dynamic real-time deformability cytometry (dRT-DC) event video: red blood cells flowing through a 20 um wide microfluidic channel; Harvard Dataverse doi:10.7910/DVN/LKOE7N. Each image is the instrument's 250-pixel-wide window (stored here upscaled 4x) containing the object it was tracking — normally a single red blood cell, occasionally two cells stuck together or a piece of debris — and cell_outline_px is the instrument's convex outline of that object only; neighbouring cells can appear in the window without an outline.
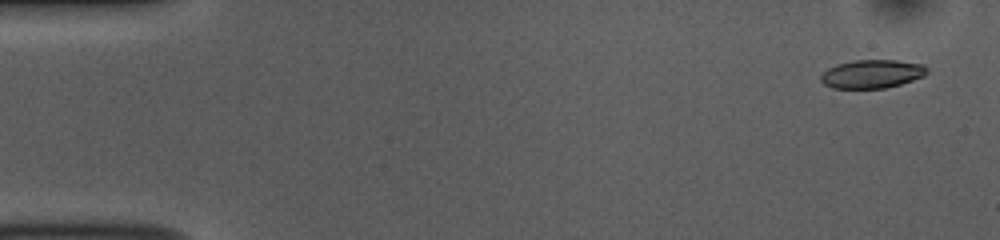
{"species": "common noctule bat (a hibernating species)", "species_latin": "Nyctalus noctula", "temperature_condition": "room temperature", "stored_images_in_passage": 51, "camera_frame_rate_fps": 3000, "um_per_image_px": 0.085, "animal": {"sex": "female", "body_mass_g": 10.0, "forearm_length_mm": 53.1}, "frame": {"image": 1, "passage_image": 1, "time_ms": 0.0, "image_size_px": [1000, 240], "cell_outline_px": [[928, 72], [924, 76], [900, 84], [884, 88], [832, 88], [824, 84], [820, 80], [820, 76], [828, 68], [836, 64], [852, 60], [896, 60], [924, 64], [928, 68]], "centroid_in_image_um": [74.12, 6.27], "position_along_channel_um": 10.9, "area_um2": 17.69}}
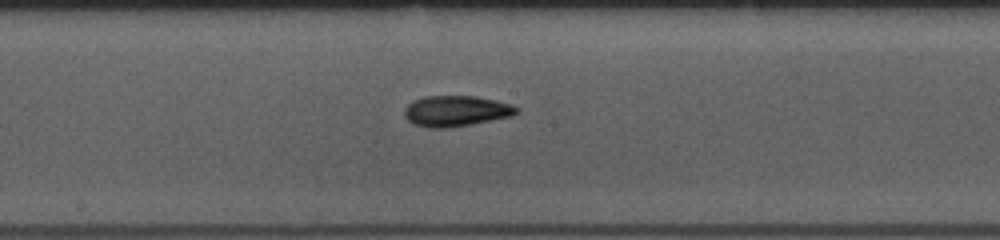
{"frame": {"image": 2, "passage_image": 26, "time_ms": 8.333, "image_size_px": [1000, 240], "cell_outline_px": [[520, 108], [512, 116], [472, 124], [448, 128], [428, 128], [412, 124], [404, 116], [404, 108], [412, 100], [424, 96], [476, 96], [496, 100], [512, 104]], "centroid_in_image_um": [38.73, 9.43], "position_along_channel_um": 209.5, "area_um2": 20.35}}
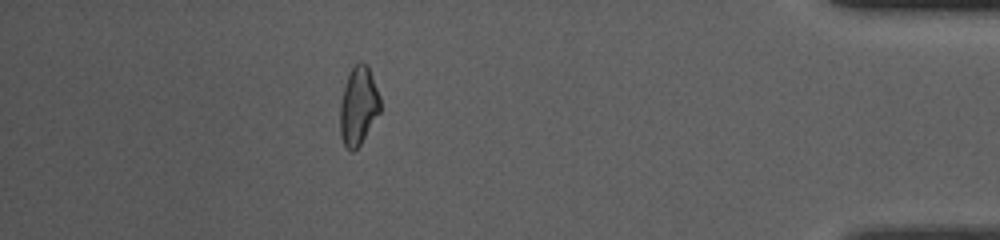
{"frame": {"image": 3, "passage_image": 45, "time_ms": 14.667, "image_size_px": [1000, 240], "cell_outline_px": [[380, 112], [360, 144], [352, 152], [344, 144], [340, 136], [340, 104], [344, 88], [348, 76], [352, 68], [360, 60], [368, 64], [380, 96]], "centroid_in_image_um": [30.47, 8.98], "position_along_channel_um": 404.7, "area_um2": 18.21}}